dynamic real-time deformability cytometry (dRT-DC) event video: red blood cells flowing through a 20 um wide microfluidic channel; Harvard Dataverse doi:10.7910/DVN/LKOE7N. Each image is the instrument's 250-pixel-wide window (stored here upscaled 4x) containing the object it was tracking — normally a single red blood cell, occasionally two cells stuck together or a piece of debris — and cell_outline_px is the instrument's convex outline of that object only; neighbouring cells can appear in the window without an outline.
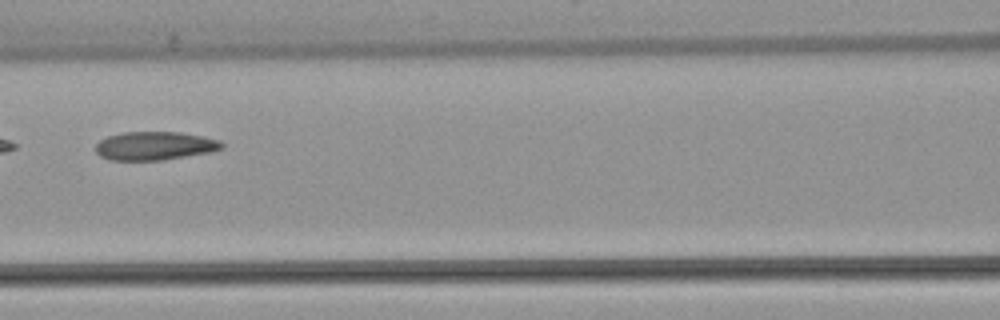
{"species": "common noctule bat (a hibernating species)", "species_latin": "Nyctalus noctula", "temperature_condition": "warm", "stored_images_in_passage": 8, "camera_frame_rate_fps": 3000, "um_per_image_px": 0.085, "animal": {"sex": "female", "body_mass_g": 22.7, "forearm_length_mm": 54.2}, "frame": {"image": 1, "passage_image": 6, "time_ms": 7.333, "image_size_px": [1000, 320], "cell_outline_px": [[224, 148], [212, 152], [164, 160], [108, 160], [100, 156], [96, 152], [96, 144], [100, 140], [108, 136], [124, 132], [180, 132], [220, 140], [224, 144]], "centroid_in_image_um": [13.17, 12.4], "position_along_channel_um": 153.4, "area_um2": 21.04}}
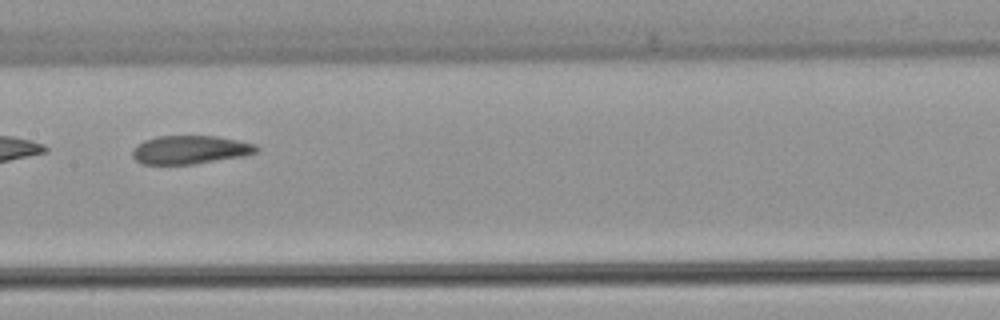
{"frame": {"image": 2, "passage_image": 7, "time_ms": 8.333, "image_size_px": [1000, 320], "cell_outline_px": [[260, 148], [256, 152], [244, 156], [196, 164], [144, 164], [136, 160], [132, 156], [132, 148], [136, 144], [144, 140], [156, 136], [216, 136], [256, 144]], "centroid_in_image_um": [16.15, 12.73], "position_along_channel_um": 191.3, "area_um2": 20.69}}
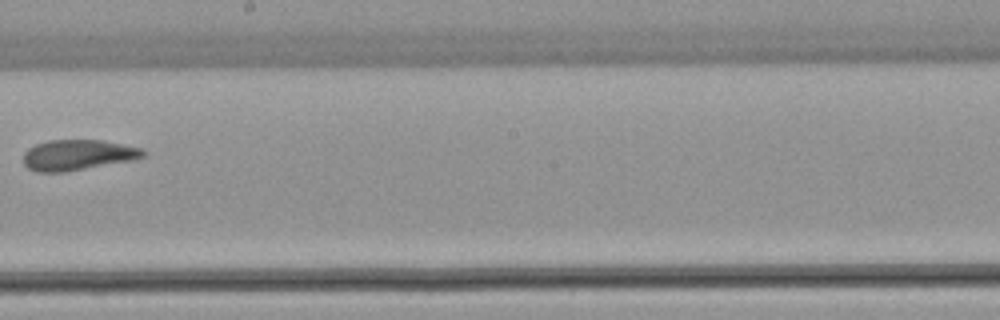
{"frame": {"image": 3, "passage_image": 8, "time_ms": 9.667, "image_size_px": [1000, 320], "cell_outline_px": [[148, 152], [144, 156], [136, 160], [64, 172], [36, 172], [28, 168], [24, 164], [24, 152], [28, 148], [36, 144], [48, 140], [100, 140], [144, 148]], "centroid_in_image_um": [6.65, 13.17], "position_along_channel_um": 241.6, "area_um2": 21.56}}